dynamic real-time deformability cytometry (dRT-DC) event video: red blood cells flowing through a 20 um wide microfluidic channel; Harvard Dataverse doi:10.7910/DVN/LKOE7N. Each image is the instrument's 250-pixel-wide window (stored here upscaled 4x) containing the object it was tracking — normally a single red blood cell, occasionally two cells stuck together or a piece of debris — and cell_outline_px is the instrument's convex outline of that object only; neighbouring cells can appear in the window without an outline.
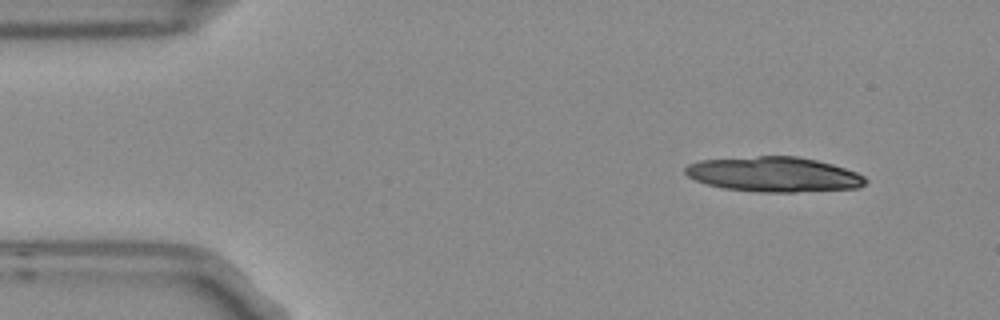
{"species": "Egyptian fruit bat (a non-hibernating species)", "species_latin": "Rousettus aegyptiacus", "temperature_condition": "room temperature", "stored_images_in_passage": 4, "camera_frame_rate_fps": 3000, "um_per_image_px": 0.085, "frame": {"image": 1, "passage_image": 1, "time_ms": 0.0, "image_size_px": [1000, 320], "cell_outline_px": [[868, 180], [860, 188], [796, 192], [756, 192], [724, 188], [708, 184], [696, 180], [688, 176], [684, 172], [684, 168], [688, 164], [700, 160], [756, 156], [796, 156], [816, 160], [832, 164], [856, 172], [864, 176]], "centroid_in_image_um": [65.79, 14.82], "position_along_channel_um": 19.2, "area_um2": 36.76}}